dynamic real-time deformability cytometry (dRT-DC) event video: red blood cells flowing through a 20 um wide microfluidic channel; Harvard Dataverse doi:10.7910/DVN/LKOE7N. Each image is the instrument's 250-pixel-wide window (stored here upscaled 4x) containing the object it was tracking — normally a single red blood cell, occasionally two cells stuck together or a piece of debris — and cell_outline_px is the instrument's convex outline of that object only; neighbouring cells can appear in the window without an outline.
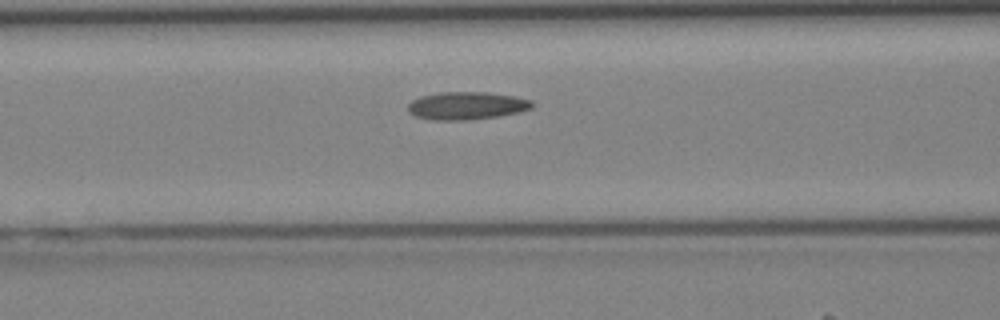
{"species": "Egyptian fruit bat (a non-hibernating species)", "species_latin": "Rousettus aegyptiacus", "temperature_condition": "cold", "stored_images_in_passage": 5, "segment_of_instrument_passage": [1, 2], "camera_frame_rate_fps": 3000, "um_per_image_px": 0.085, "animal": {"sex": "female"}, "frame": {"image": 1, "passage_image": 4, "time_ms": 1.0, "image_size_px": [1000, 320], "cell_outline_px": [[536, 104], [532, 108], [520, 112], [500, 116], [472, 120], [432, 120], [416, 116], [408, 108], [408, 104], [412, 100], [420, 96], [440, 92], [484, 92], [512, 96], [532, 100]], "centroid_in_image_um": [39.71, 8.99], "position_along_channel_um": 126.9, "area_um2": 20.17}}